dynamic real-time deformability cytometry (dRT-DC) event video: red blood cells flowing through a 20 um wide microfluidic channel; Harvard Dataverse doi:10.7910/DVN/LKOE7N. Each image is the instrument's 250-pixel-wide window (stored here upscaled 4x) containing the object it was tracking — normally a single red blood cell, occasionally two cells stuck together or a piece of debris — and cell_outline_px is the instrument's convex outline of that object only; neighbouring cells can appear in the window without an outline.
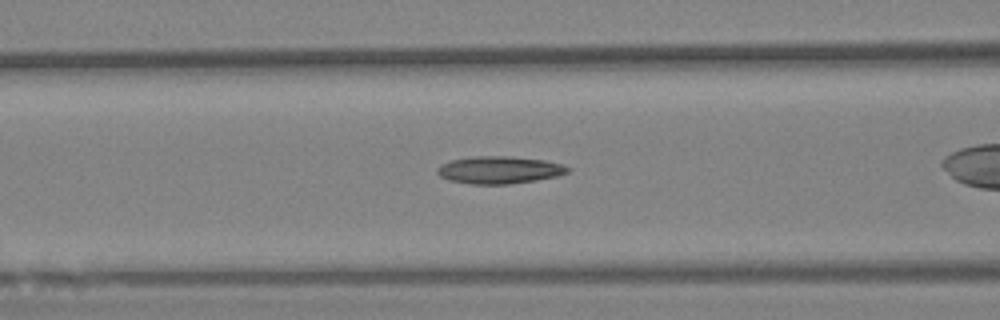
{"species": "Egyptian fruit bat (a non-hibernating species)", "species_latin": "Rousettus aegyptiacus", "temperature_condition": "warm", "stored_images_in_passage": 50, "camera_frame_rate_fps": 3000, "um_per_image_px": 0.085, "animal": {"sex": "female"}, "frame": {"image": 1, "passage_image": 23, "time_ms": 7.333, "image_size_px": [1000, 320], "cell_outline_px": [[568, 172], [556, 176], [536, 180], [508, 184], [472, 184], [448, 180], [440, 176], [436, 172], [436, 168], [440, 164], [452, 160], [472, 156], [512, 156], [544, 160], [560, 164], [568, 168]], "centroid_in_image_um": [42.38, 14.44], "position_along_channel_um": 124.2, "area_um2": 20.75}}
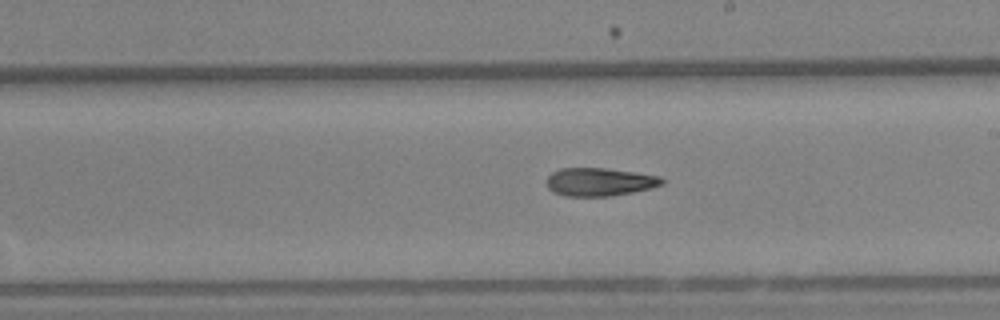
{"frame": {"image": 2, "passage_image": 34, "time_ms": 11.0, "image_size_px": [1000, 320], "cell_outline_px": [[664, 184], [652, 188], [612, 196], [564, 196], [552, 192], [548, 188], [548, 176], [552, 172], [560, 168], [604, 168], [660, 176], [664, 180]], "centroid_in_image_um": [50.96, 15.47], "position_along_channel_um": 238.0, "area_um2": 18.9}}
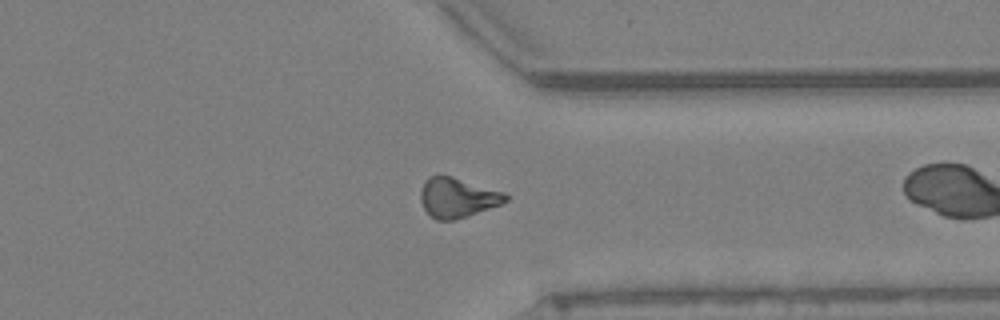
{"frame": {"image": 3, "passage_image": 47, "time_ms": 15.333, "image_size_px": [1000, 320], "cell_outline_px": [[508, 200], [500, 204], [452, 220], [436, 220], [424, 208], [420, 200], [420, 192], [424, 184], [436, 172], [440, 172], [504, 192], [508, 196]], "centroid_in_image_um": [38.86, 16.75], "position_along_channel_um": 372.5, "area_um2": 19.48}}